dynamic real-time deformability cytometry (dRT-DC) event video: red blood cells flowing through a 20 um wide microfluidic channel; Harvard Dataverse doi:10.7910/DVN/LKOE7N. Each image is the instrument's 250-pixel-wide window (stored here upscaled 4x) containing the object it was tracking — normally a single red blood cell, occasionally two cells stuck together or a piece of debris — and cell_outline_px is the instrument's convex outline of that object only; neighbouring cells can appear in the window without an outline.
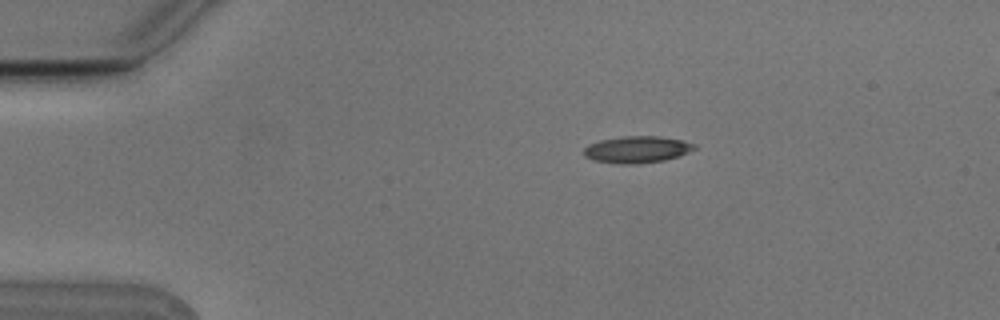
{"species": "Egyptian fruit bat (a non-hibernating species)", "species_latin": "Rousettus aegyptiacus", "temperature_condition": "cold", "stored_images_in_passage": 7, "camera_frame_rate_fps": 3000, "um_per_image_px": 0.085, "animal": {"sex": "male"}, "frame": {"image": 1, "passage_image": 3, "time_ms": 0.667, "image_size_px": [1000, 320], "cell_outline_px": [[696, 148], [688, 152], [664, 160], [640, 164], [620, 164], [596, 160], [584, 156], [584, 148], [588, 144], [600, 140], [624, 136], [660, 136], [680, 140], [696, 144]], "centroid_in_image_um": [54.13, 12.7], "position_along_channel_um": 30.9, "area_um2": 17.11}}
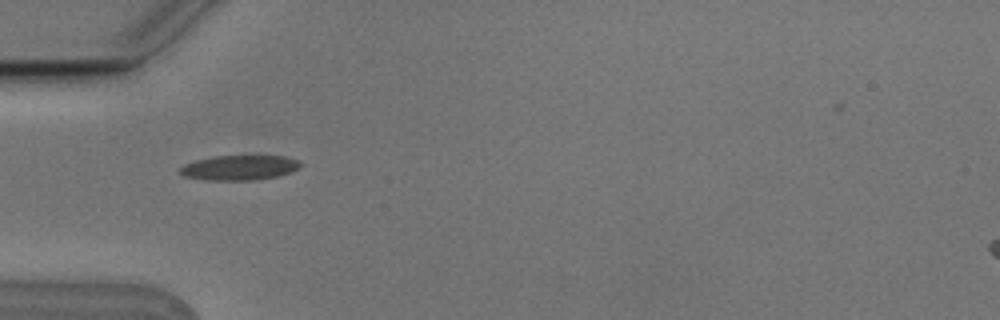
{"frame": {"image": 2, "passage_image": 5, "time_ms": 1.333, "image_size_px": [1000, 320], "cell_outline_px": [[304, 164], [288, 172], [276, 176], [252, 180], [204, 180], [184, 176], [180, 172], [180, 168], [184, 164], [196, 160], [212, 156], [284, 156], [300, 160]], "centroid_in_image_um": [20.33, 14.24], "position_along_channel_um": 64.7, "area_um2": 17.34}}
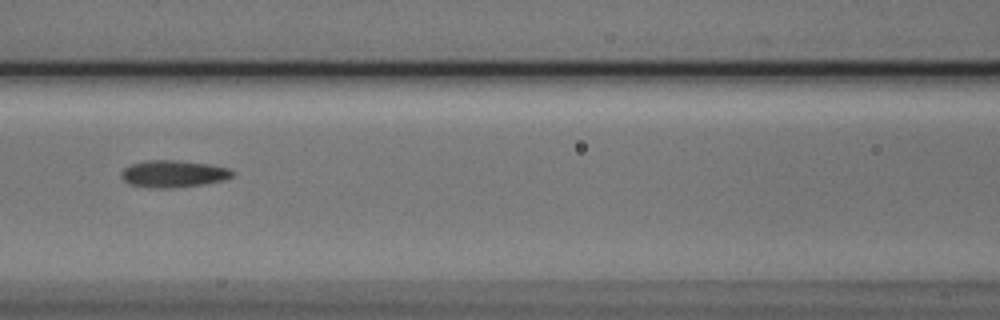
{"frame": {"image": 3, "passage_image": 7, "time_ms": 2.0, "image_size_px": [1000, 320], "cell_outline_px": [[236, 172], [232, 176], [224, 180], [204, 184], [172, 188], [148, 188], [128, 184], [120, 176], [120, 172], [124, 168], [132, 164], [148, 160], [176, 160], [208, 164], [228, 168]], "centroid_in_image_um": [14.72, 14.78], "position_along_channel_um": 151.9, "area_um2": 17.63}}